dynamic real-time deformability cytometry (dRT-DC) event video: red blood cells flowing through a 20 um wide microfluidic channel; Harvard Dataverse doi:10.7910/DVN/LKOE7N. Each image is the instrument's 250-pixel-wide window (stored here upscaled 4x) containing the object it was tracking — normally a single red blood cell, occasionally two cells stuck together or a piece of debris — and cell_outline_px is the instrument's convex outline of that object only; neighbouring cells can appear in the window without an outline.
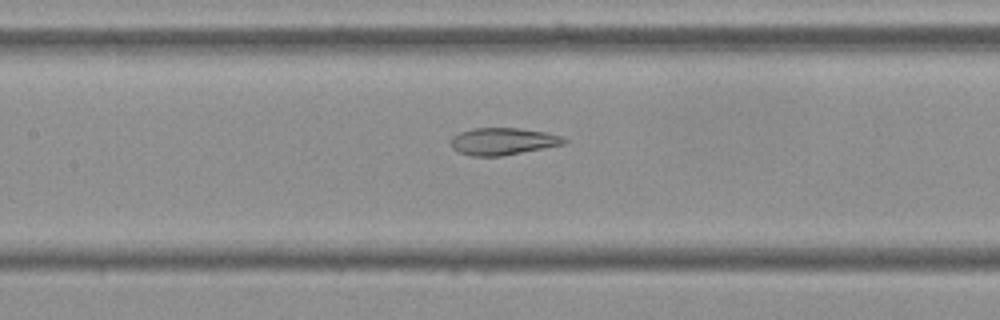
{"species": "Egyptian fruit bat (a non-hibernating species)", "species_latin": "Rousettus aegyptiacus", "temperature_condition": "cold", "stored_images_in_passage": 55, "camera_frame_rate_fps": 3000, "um_per_image_px": 0.085, "frame": {"image": 1, "passage_image": 25, "time_ms": 8.0, "image_size_px": [1000, 320], "cell_outline_px": [[568, 140], [564, 144], [500, 156], [472, 156], [460, 152], [452, 148], [452, 136], [460, 132], [472, 128], [520, 128], [548, 132], [560, 136]], "centroid_in_image_um": [42.75, 12.0], "position_along_channel_um": 164.7, "area_um2": 17.74}}
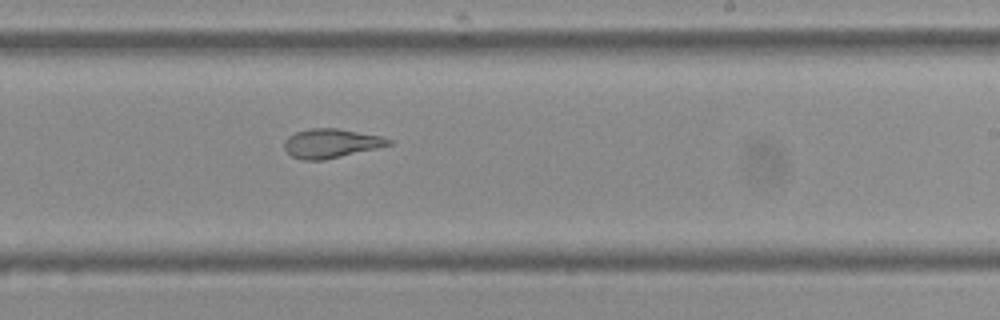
{"frame": {"image": 2, "passage_image": 33, "time_ms": 10.667, "image_size_px": [1000, 320], "cell_outline_px": [[392, 144], [376, 148], [324, 160], [300, 160], [292, 156], [284, 148], [284, 140], [288, 136], [296, 132], [308, 128], [336, 128], [380, 136], [392, 140]], "centroid_in_image_um": [28.09, 12.18], "position_along_channel_um": 260.9, "area_um2": 17.57}}
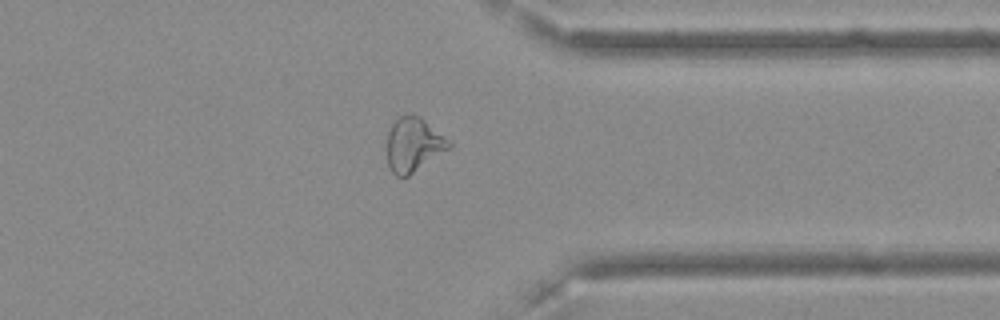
{"frame": {"image": 3, "passage_image": 43, "time_ms": 14.0, "image_size_px": [1000, 320], "cell_outline_px": [[452, 148], [408, 176], [396, 176], [392, 172], [388, 164], [388, 132], [392, 120], [400, 116], [420, 116], [452, 140]], "centroid_in_image_um": [35.2, 12.29], "position_along_channel_um": 376.2, "area_um2": 19.83}, "authors_computed_cell_mechanics": {"area_um2": 21.097, "velocity_mm_per_s": 3.6284, "shape_relaxation_time_tau1_ms": null, "shape_relaxation_time_tau2_ms": 1.9902, "deformation_change_tau1": null, "deformation_change_tau2": 0.0987}}